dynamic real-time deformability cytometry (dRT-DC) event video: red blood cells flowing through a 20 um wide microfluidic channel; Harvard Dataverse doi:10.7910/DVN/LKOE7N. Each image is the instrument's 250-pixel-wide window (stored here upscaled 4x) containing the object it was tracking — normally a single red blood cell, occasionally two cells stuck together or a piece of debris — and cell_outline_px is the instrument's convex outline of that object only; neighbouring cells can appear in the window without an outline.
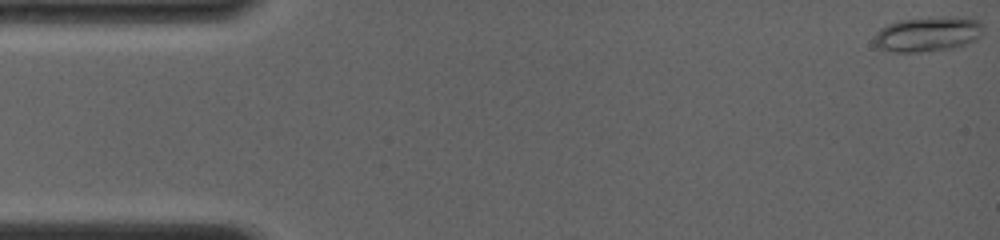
{"species": "common noctule bat (a hibernating species)", "species_latin": "Nyctalus noctula", "temperature_condition": "room temperature", "stored_images_in_passage": 58, "camera_frame_rate_fps": 4000, "um_per_image_px": 0.085, "animal": {"sex": "female", "body_mass_g": 19.0, "forearm_length_mm": 56.7}, "frame": {"image": 1, "passage_image": 1, "time_ms": 0.0, "image_size_px": [1000, 240], "cell_outline_px": [[980, 36], [976, 40], [964, 44], [948, 48], [916, 52], [892, 52], [876, 48], [872, 40], [876, 32], [880, 28], [888, 24], [900, 20], [944, 16], [952, 16], [976, 20], [980, 24]], "centroid_in_image_um": [78.75, 2.9], "position_along_channel_um": 6.2, "area_um2": 21.96}}
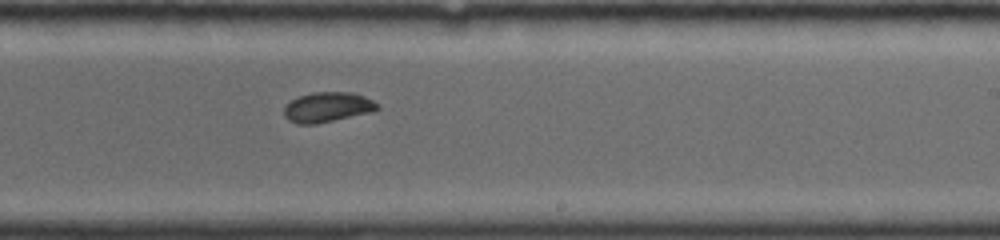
{"frame": {"image": 2, "passage_image": 36, "time_ms": 9.5, "image_size_px": [1000, 240], "cell_outline_px": [[380, 108], [368, 112], [316, 124], [296, 124], [288, 120], [284, 116], [284, 108], [292, 100], [300, 96], [312, 92], [352, 92], [364, 96], [372, 100]], "centroid_in_image_um": [27.79, 9.1], "position_along_channel_um": 261.2, "area_um2": 16.01}}
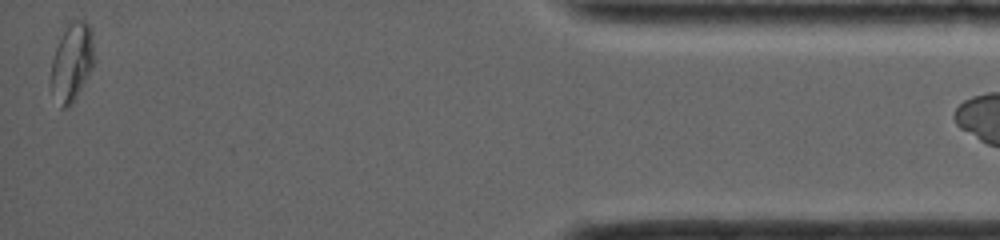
{"frame": {"image": 3, "passage_image": 57, "time_ms": 15.25, "image_size_px": [1000, 240], "cell_outline_px": [[92, 68], [72, 104], [68, 108], [60, 108], [48, 80], [52, 60], [56, 48], [68, 20], [84, 20], [92, 28]], "centroid_in_image_um": [6.07, 5.28], "position_along_channel_um": 429.1, "area_um2": 19.65}}